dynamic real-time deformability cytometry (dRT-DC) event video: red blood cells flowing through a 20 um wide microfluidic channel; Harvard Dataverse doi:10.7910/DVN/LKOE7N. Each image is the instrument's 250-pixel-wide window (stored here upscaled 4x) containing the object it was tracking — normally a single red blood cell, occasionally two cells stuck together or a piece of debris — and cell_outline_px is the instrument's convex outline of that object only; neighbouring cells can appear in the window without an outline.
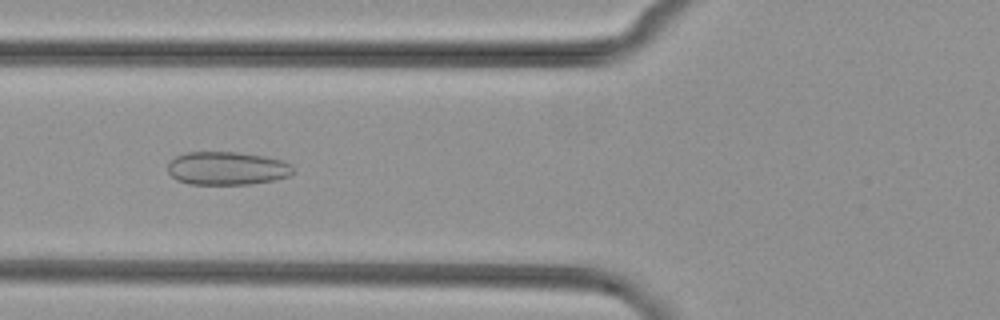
{"species": "common noctule bat (a hibernating species)", "species_latin": "Nyctalus noctula", "temperature_condition": "cold", "stored_images_in_passage": 36, "camera_frame_rate_fps": 3000, "um_per_image_px": 0.085, "animal": {"sex": "female", "body_mass_g": 29.2, "forearm_length_mm": 56.3}, "frame": {"image": 1, "passage_image": 9, "time_ms": 2.667, "image_size_px": [1000, 320], "cell_outline_px": [[296, 172], [288, 176], [276, 180], [252, 184], [188, 184], [176, 180], [168, 172], [168, 164], [176, 156], [184, 152], [236, 152], [264, 156], [284, 160], [292, 164]], "centroid_in_image_um": [19.34, 14.31], "position_along_channel_um": 106.5, "area_um2": 24.62}}
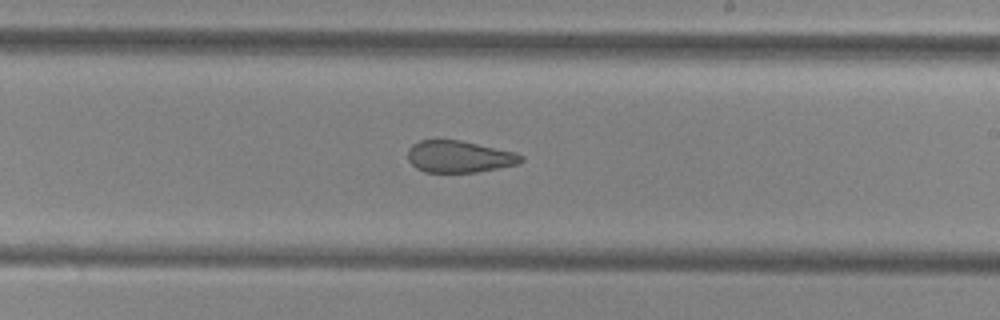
{"frame": {"image": 2, "passage_image": 20, "time_ms": 6.333, "image_size_px": [1000, 320], "cell_outline_px": [[524, 160], [520, 164], [476, 172], [424, 172], [416, 168], [408, 160], [408, 148], [412, 144], [420, 140], [460, 140], [516, 152], [524, 156]], "centroid_in_image_um": [39.05, 13.31], "position_along_channel_um": 250.0, "area_um2": 21.15}}
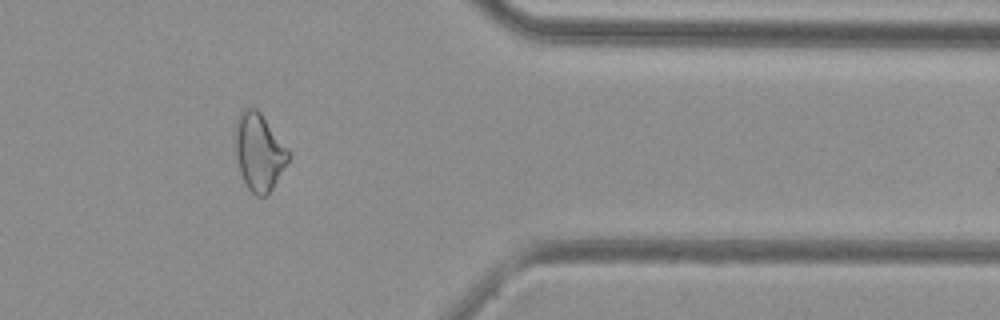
{"frame": {"image": 3, "passage_image": 32, "time_ms": 10.333, "image_size_px": [1000, 320], "cell_outline_px": [[292, 156], [268, 196], [256, 196], [248, 188], [240, 172], [236, 156], [236, 120], [240, 112], [244, 108], [256, 108], [260, 112], [288, 148]], "centroid_in_image_um": [22.05, 12.93], "position_along_channel_um": 389.3, "area_um2": 23.99}}